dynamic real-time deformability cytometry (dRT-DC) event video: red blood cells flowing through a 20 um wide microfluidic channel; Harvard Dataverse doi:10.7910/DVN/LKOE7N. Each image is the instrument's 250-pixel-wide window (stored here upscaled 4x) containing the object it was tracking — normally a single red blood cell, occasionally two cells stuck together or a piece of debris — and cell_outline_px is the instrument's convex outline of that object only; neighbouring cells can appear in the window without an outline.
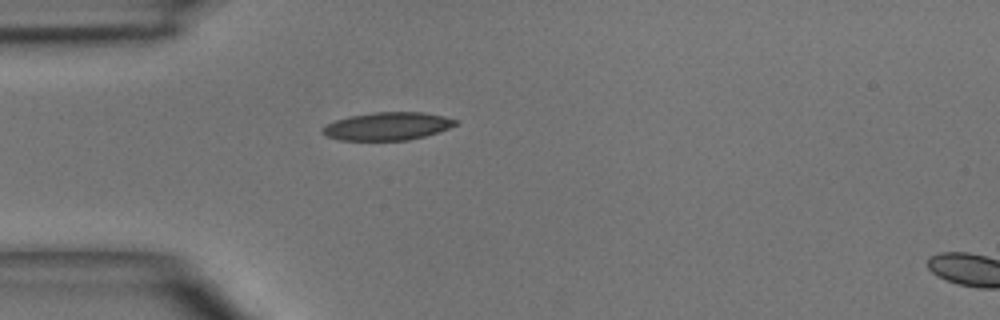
{"species": "common noctule bat (a hibernating species)", "species_latin": "Nyctalus noctula", "temperature_condition": "room temperature", "stored_images_in_passage": 2, "camera_frame_rate_fps": 3000, "um_per_image_px": 0.085, "animal": {"sex": "male", "body_mass_g": 15.6}, "frame": {"image": 1, "passage_image": 2, "time_ms": 1.333, "image_size_px": [1000, 320], "cell_outline_px": [[460, 124], [424, 136], [408, 140], [340, 140], [328, 136], [320, 132], [320, 128], [324, 124], [336, 120], [352, 116], [372, 112], [424, 112], [444, 116], [460, 120]], "centroid_in_image_um": [32.94, 10.72], "position_along_channel_um": 52.1, "area_um2": 21.73}}